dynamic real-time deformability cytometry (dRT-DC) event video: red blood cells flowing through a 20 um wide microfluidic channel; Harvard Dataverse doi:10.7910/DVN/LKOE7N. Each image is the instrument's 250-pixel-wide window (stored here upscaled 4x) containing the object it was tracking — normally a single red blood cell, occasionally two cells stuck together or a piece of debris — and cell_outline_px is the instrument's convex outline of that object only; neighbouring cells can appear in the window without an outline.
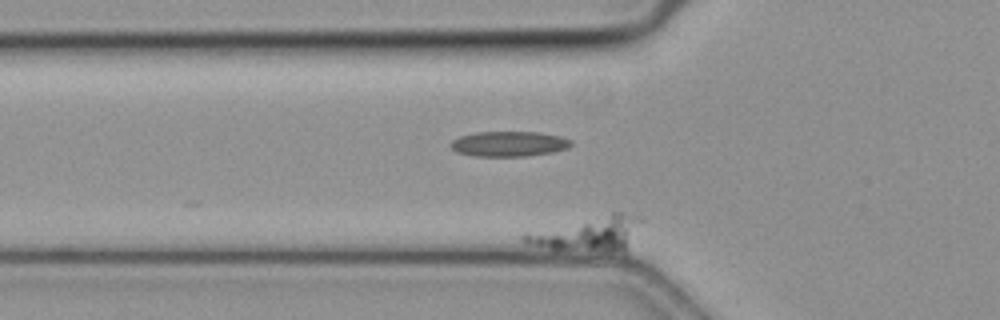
{"species": "common noctule bat (a hibernating species)", "species_latin": "Nyctalus noctula", "temperature_condition": "cold", "stored_images_in_passage": 48, "camera_frame_rate_fps": 3000, "um_per_image_px": 0.085, "animal": {"sex": "female", "body_mass_g": 19.3, "forearm_length_mm": 54.1}, "frame": {"image": 1, "passage_image": 6, "time_ms": 1.667, "image_size_px": [1000, 320], "cell_outline_px": [[644, 220], [624, 256], [552, 248], [528, 244], [520, 240], [520, 236], [524, 232], [612, 212], [620, 212], [640, 216]], "centroid_in_image_um": [50.11, 19.91], "position_along_channel_um": 75.7, "area_um2": 24.74}}
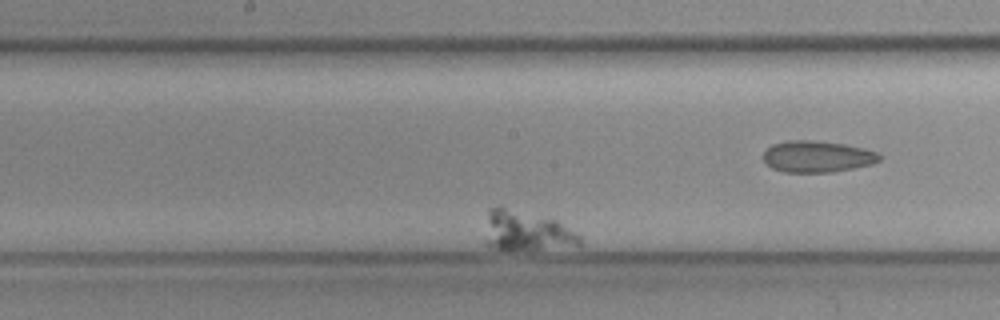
{"frame": {"image": 2, "passage_image": 22, "time_ms": 7.0, "image_size_px": [1000, 320], "cell_outline_px": [[580, 244], [540, 248], [492, 248], [484, 244], [484, 240], [488, 208], [504, 208], [556, 220], [580, 236]], "centroid_in_image_um": [44.66, 19.63], "position_along_channel_um": 203.5, "area_um2": 20.87}}
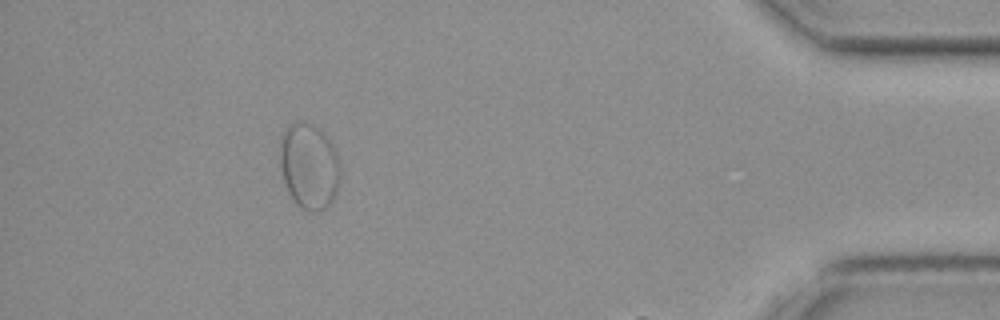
{"frame": {"image": 3, "passage_image": 43, "time_ms": 14.0, "image_size_px": [1000, 320], "cell_outline_px": [[340, 180], [336, 196], [320, 212], [308, 212], [300, 208], [296, 204], [288, 192], [284, 184], [280, 164], [280, 136], [292, 124], [312, 124], [320, 128], [324, 132], [332, 144], [340, 160]], "centroid_in_image_um": [26.29, 14.17], "position_along_channel_um": 408.9, "area_um2": 30.4}}